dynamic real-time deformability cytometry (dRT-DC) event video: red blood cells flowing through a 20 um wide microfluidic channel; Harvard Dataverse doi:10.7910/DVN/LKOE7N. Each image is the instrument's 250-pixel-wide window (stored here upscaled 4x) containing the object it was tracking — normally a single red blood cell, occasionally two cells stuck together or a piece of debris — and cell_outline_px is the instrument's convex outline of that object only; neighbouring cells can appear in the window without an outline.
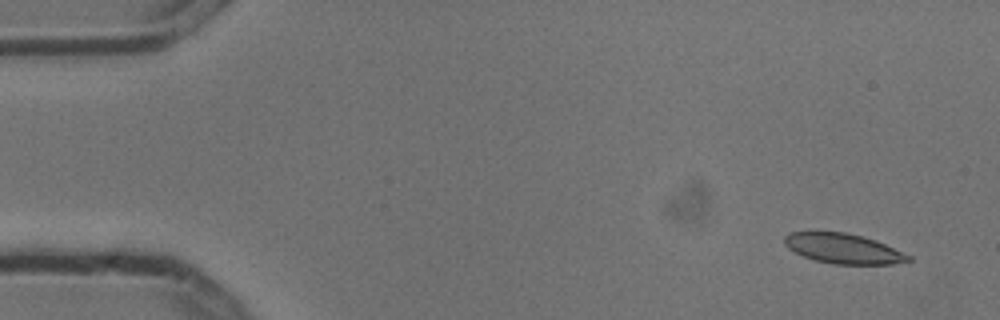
{"species": "common noctule bat (a hibernating species)", "species_latin": "Nyctalus noctula", "temperature_condition": "cold", "stored_images_in_passage": 4, "camera_frame_rate_fps": 3000, "um_per_image_px": 0.085, "animal": {"sex": "male", "body_mass_g": 13.3}, "frame": {"image": 1, "passage_image": 1, "time_ms": 0.0, "image_size_px": [1000, 320], "cell_outline_px": [[912, 260], [892, 264], [832, 264], [816, 260], [804, 256], [788, 248], [784, 244], [784, 236], [788, 232], [812, 228], [844, 232], [876, 240], [912, 256]], "centroid_in_image_um": [71.59, 21.07], "position_along_channel_um": 13.4, "area_um2": 22.31}}